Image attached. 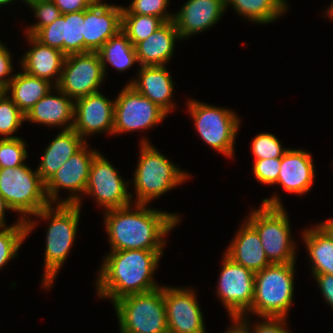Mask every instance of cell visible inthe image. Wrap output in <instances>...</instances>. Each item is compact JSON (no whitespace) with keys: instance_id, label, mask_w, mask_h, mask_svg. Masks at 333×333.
Returning <instances> with one entry per match:
<instances>
[{"instance_id":"cell-1","label":"cell","mask_w":333,"mask_h":333,"mask_svg":"<svg viewBox=\"0 0 333 333\" xmlns=\"http://www.w3.org/2000/svg\"><path fill=\"white\" fill-rule=\"evenodd\" d=\"M146 206L134 203V207L129 205L105 210L104 224L111 251H163L164 237L178 225L180 216Z\"/></svg>"},{"instance_id":"cell-2","label":"cell","mask_w":333,"mask_h":333,"mask_svg":"<svg viewBox=\"0 0 333 333\" xmlns=\"http://www.w3.org/2000/svg\"><path fill=\"white\" fill-rule=\"evenodd\" d=\"M162 254L163 251L141 249L110 251L102 261L96 281L98 296L114 303L127 295L160 287L152 277Z\"/></svg>"},{"instance_id":"cell-3","label":"cell","mask_w":333,"mask_h":333,"mask_svg":"<svg viewBox=\"0 0 333 333\" xmlns=\"http://www.w3.org/2000/svg\"><path fill=\"white\" fill-rule=\"evenodd\" d=\"M49 204L34 216L49 221L44 254L42 285L51 288L59 269L66 260L74 243L81 208L78 204ZM56 208V209H55Z\"/></svg>"},{"instance_id":"cell-4","label":"cell","mask_w":333,"mask_h":333,"mask_svg":"<svg viewBox=\"0 0 333 333\" xmlns=\"http://www.w3.org/2000/svg\"><path fill=\"white\" fill-rule=\"evenodd\" d=\"M278 196L262 200L245 220L257 231L271 263H295L296 244L291 237L288 214Z\"/></svg>"},{"instance_id":"cell-5","label":"cell","mask_w":333,"mask_h":333,"mask_svg":"<svg viewBox=\"0 0 333 333\" xmlns=\"http://www.w3.org/2000/svg\"><path fill=\"white\" fill-rule=\"evenodd\" d=\"M149 142L142 138L140 143V156L133 179L136 192L133 204H149L154 198L186 182L190 176Z\"/></svg>"},{"instance_id":"cell-6","label":"cell","mask_w":333,"mask_h":333,"mask_svg":"<svg viewBox=\"0 0 333 333\" xmlns=\"http://www.w3.org/2000/svg\"><path fill=\"white\" fill-rule=\"evenodd\" d=\"M295 264L272 263L255 272L254 297L246 313L287 318L293 302Z\"/></svg>"},{"instance_id":"cell-7","label":"cell","mask_w":333,"mask_h":333,"mask_svg":"<svg viewBox=\"0 0 333 333\" xmlns=\"http://www.w3.org/2000/svg\"><path fill=\"white\" fill-rule=\"evenodd\" d=\"M0 195L12 211L21 214V219L26 222L27 237L37 224L30 216L50 204L45 183L37 170L33 171L26 164L0 169Z\"/></svg>"},{"instance_id":"cell-8","label":"cell","mask_w":333,"mask_h":333,"mask_svg":"<svg viewBox=\"0 0 333 333\" xmlns=\"http://www.w3.org/2000/svg\"><path fill=\"white\" fill-rule=\"evenodd\" d=\"M120 333H169L164 286L127 295L113 303Z\"/></svg>"},{"instance_id":"cell-9","label":"cell","mask_w":333,"mask_h":333,"mask_svg":"<svg viewBox=\"0 0 333 333\" xmlns=\"http://www.w3.org/2000/svg\"><path fill=\"white\" fill-rule=\"evenodd\" d=\"M187 107L201 139L217 152L232 158L241 123L236 113L228 108L212 106L195 99H189Z\"/></svg>"},{"instance_id":"cell-10","label":"cell","mask_w":333,"mask_h":333,"mask_svg":"<svg viewBox=\"0 0 333 333\" xmlns=\"http://www.w3.org/2000/svg\"><path fill=\"white\" fill-rule=\"evenodd\" d=\"M165 117L163 109L127 84L115 99L113 134L149 129Z\"/></svg>"},{"instance_id":"cell-11","label":"cell","mask_w":333,"mask_h":333,"mask_svg":"<svg viewBox=\"0 0 333 333\" xmlns=\"http://www.w3.org/2000/svg\"><path fill=\"white\" fill-rule=\"evenodd\" d=\"M104 78L98 52L70 54L65 56L61 78L56 87L75 101L98 92Z\"/></svg>"},{"instance_id":"cell-12","label":"cell","mask_w":333,"mask_h":333,"mask_svg":"<svg viewBox=\"0 0 333 333\" xmlns=\"http://www.w3.org/2000/svg\"><path fill=\"white\" fill-rule=\"evenodd\" d=\"M218 280L217 296L223 302L232 320L251 308L254 297L255 273L235 263L224 254Z\"/></svg>"},{"instance_id":"cell-13","label":"cell","mask_w":333,"mask_h":333,"mask_svg":"<svg viewBox=\"0 0 333 333\" xmlns=\"http://www.w3.org/2000/svg\"><path fill=\"white\" fill-rule=\"evenodd\" d=\"M98 153L94 149H88L86 143L45 183L46 197L50 204L57 201V204H78L81 207V195L85 193L90 166ZM62 188L68 189L73 194L60 201L58 194Z\"/></svg>"},{"instance_id":"cell-14","label":"cell","mask_w":333,"mask_h":333,"mask_svg":"<svg viewBox=\"0 0 333 333\" xmlns=\"http://www.w3.org/2000/svg\"><path fill=\"white\" fill-rule=\"evenodd\" d=\"M118 170L100 152L94 157L84 194L95 198L104 210L122 208L130 204L133 194L128 193L127 184Z\"/></svg>"},{"instance_id":"cell-15","label":"cell","mask_w":333,"mask_h":333,"mask_svg":"<svg viewBox=\"0 0 333 333\" xmlns=\"http://www.w3.org/2000/svg\"><path fill=\"white\" fill-rule=\"evenodd\" d=\"M196 296L190 288L164 286L169 333H206L203 313Z\"/></svg>"},{"instance_id":"cell-16","label":"cell","mask_w":333,"mask_h":333,"mask_svg":"<svg viewBox=\"0 0 333 333\" xmlns=\"http://www.w3.org/2000/svg\"><path fill=\"white\" fill-rule=\"evenodd\" d=\"M114 101L100 91L75 100L73 129L84 139L92 133L113 134Z\"/></svg>"},{"instance_id":"cell-17","label":"cell","mask_w":333,"mask_h":333,"mask_svg":"<svg viewBox=\"0 0 333 333\" xmlns=\"http://www.w3.org/2000/svg\"><path fill=\"white\" fill-rule=\"evenodd\" d=\"M84 11L61 14L52 24L39 29L33 37L59 49L65 55L84 53Z\"/></svg>"},{"instance_id":"cell-18","label":"cell","mask_w":333,"mask_h":333,"mask_svg":"<svg viewBox=\"0 0 333 333\" xmlns=\"http://www.w3.org/2000/svg\"><path fill=\"white\" fill-rule=\"evenodd\" d=\"M122 26V6L90 5L84 10V53L98 52Z\"/></svg>"},{"instance_id":"cell-19","label":"cell","mask_w":333,"mask_h":333,"mask_svg":"<svg viewBox=\"0 0 333 333\" xmlns=\"http://www.w3.org/2000/svg\"><path fill=\"white\" fill-rule=\"evenodd\" d=\"M226 10L225 0H188L173 14V21L182 39L204 32L218 23Z\"/></svg>"},{"instance_id":"cell-20","label":"cell","mask_w":333,"mask_h":333,"mask_svg":"<svg viewBox=\"0 0 333 333\" xmlns=\"http://www.w3.org/2000/svg\"><path fill=\"white\" fill-rule=\"evenodd\" d=\"M277 183L285 191L305 195L313 186L315 167L311 153L301 149H288L281 157Z\"/></svg>"},{"instance_id":"cell-21","label":"cell","mask_w":333,"mask_h":333,"mask_svg":"<svg viewBox=\"0 0 333 333\" xmlns=\"http://www.w3.org/2000/svg\"><path fill=\"white\" fill-rule=\"evenodd\" d=\"M137 78L130 81L137 92L149 98L167 114L175 108L172 102L174 82L166 66H140Z\"/></svg>"},{"instance_id":"cell-22","label":"cell","mask_w":333,"mask_h":333,"mask_svg":"<svg viewBox=\"0 0 333 333\" xmlns=\"http://www.w3.org/2000/svg\"><path fill=\"white\" fill-rule=\"evenodd\" d=\"M26 35L32 47L22 57L21 68L31 76L46 79L57 86L66 55L61 50L44 45L33 36ZM53 77H56L55 81L52 80Z\"/></svg>"},{"instance_id":"cell-23","label":"cell","mask_w":333,"mask_h":333,"mask_svg":"<svg viewBox=\"0 0 333 333\" xmlns=\"http://www.w3.org/2000/svg\"><path fill=\"white\" fill-rule=\"evenodd\" d=\"M54 89L59 96H53L50 91L26 113L25 120L46 126H64L62 130L72 129L75 101L57 87Z\"/></svg>"},{"instance_id":"cell-24","label":"cell","mask_w":333,"mask_h":333,"mask_svg":"<svg viewBox=\"0 0 333 333\" xmlns=\"http://www.w3.org/2000/svg\"><path fill=\"white\" fill-rule=\"evenodd\" d=\"M244 221L224 254L255 273L272 263L266 256L257 231Z\"/></svg>"},{"instance_id":"cell-25","label":"cell","mask_w":333,"mask_h":333,"mask_svg":"<svg viewBox=\"0 0 333 333\" xmlns=\"http://www.w3.org/2000/svg\"><path fill=\"white\" fill-rule=\"evenodd\" d=\"M180 38L174 21L165 22L134 47L140 66H163L171 59L175 41Z\"/></svg>"},{"instance_id":"cell-26","label":"cell","mask_w":333,"mask_h":333,"mask_svg":"<svg viewBox=\"0 0 333 333\" xmlns=\"http://www.w3.org/2000/svg\"><path fill=\"white\" fill-rule=\"evenodd\" d=\"M87 143L73 128L62 130L46 147L37 172L46 183L62 165Z\"/></svg>"},{"instance_id":"cell-27","label":"cell","mask_w":333,"mask_h":333,"mask_svg":"<svg viewBox=\"0 0 333 333\" xmlns=\"http://www.w3.org/2000/svg\"><path fill=\"white\" fill-rule=\"evenodd\" d=\"M56 86L52 82L31 76L26 72L15 74L9 85L4 90L10 94V98L17 107L26 115V113L52 88ZM11 92V93H10Z\"/></svg>"},{"instance_id":"cell-28","label":"cell","mask_w":333,"mask_h":333,"mask_svg":"<svg viewBox=\"0 0 333 333\" xmlns=\"http://www.w3.org/2000/svg\"><path fill=\"white\" fill-rule=\"evenodd\" d=\"M302 236L312 263V273L333 275V238L319 224L303 230Z\"/></svg>"},{"instance_id":"cell-29","label":"cell","mask_w":333,"mask_h":333,"mask_svg":"<svg viewBox=\"0 0 333 333\" xmlns=\"http://www.w3.org/2000/svg\"><path fill=\"white\" fill-rule=\"evenodd\" d=\"M98 53L105 75L107 72V63L111 64L119 72L126 71L133 64L139 63L134 45L122 30L111 37Z\"/></svg>"},{"instance_id":"cell-30","label":"cell","mask_w":333,"mask_h":333,"mask_svg":"<svg viewBox=\"0 0 333 333\" xmlns=\"http://www.w3.org/2000/svg\"><path fill=\"white\" fill-rule=\"evenodd\" d=\"M228 5L235 9V12L249 21L258 24H267L275 21L287 11L285 0H225Z\"/></svg>"},{"instance_id":"cell-31","label":"cell","mask_w":333,"mask_h":333,"mask_svg":"<svg viewBox=\"0 0 333 333\" xmlns=\"http://www.w3.org/2000/svg\"><path fill=\"white\" fill-rule=\"evenodd\" d=\"M164 23L161 18L150 15L122 14L121 30L135 46L138 42L148 38Z\"/></svg>"},{"instance_id":"cell-32","label":"cell","mask_w":333,"mask_h":333,"mask_svg":"<svg viewBox=\"0 0 333 333\" xmlns=\"http://www.w3.org/2000/svg\"><path fill=\"white\" fill-rule=\"evenodd\" d=\"M27 237L26 222L19 217L18 222L0 228V270L10 260L17 257L21 244Z\"/></svg>"},{"instance_id":"cell-33","label":"cell","mask_w":333,"mask_h":333,"mask_svg":"<svg viewBox=\"0 0 333 333\" xmlns=\"http://www.w3.org/2000/svg\"><path fill=\"white\" fill-rule=\"evenodd\" d=\"M25 121V114L17 107L5 91H0V135L2 139L18 138L12 136Z\"/></svg>"},{"instance_id":"cell-34","label":"cell","mask_w":333,"mask_h":333,"mask_svg":"<svg viewBox=\"0 0 333 333\" xmlns=\"http://www.w3.org/2000/svg\"><path fill=\"white\" fill-rule=\"evenodd\" d=\"M25 141L20 137L0 138V169L15 168L25 164L28 157Z\"/></svg>"},{"instance_id":"cell-35","label":"cell","mask_w":333,"mask_h":333,"mask_svg":"<svg viewBox=\"0 0 333 333\" xmlns=\"http://www.w3.org/2000/svg\"><path fill=\"white\" fill-rule=\"evenodd\" d=\"M169 4V0H132L130 6H122V14L150 15L168 22L174 18V15L166 10Z\"/></svg>"},{"instance_id":"cell-36","label":"cell","mask_w":333,"mask_h":333,"mask_svg":"<svg viewBox=\"0 0 333 333\" xmlns=\"http://www.w3.org/2000/svg\"><path fill=\"white\" fill-rule=\"evenodd\" d=\"M254 159L281 158L288 148H283L280 140L271 133H260L252 140Z\"/></svg>"},{"instance_id":"cell-37","label":"cell","mask_w":333,"mask_h":333,"mask_svg":"<svg viewBox=\"0 0 333 333\" xmlns=\"http://www.w3.org/2000/svg\"><path fill=\"white\" fill-rule=\"evenodd\" d=\"M28 6L34 10L35 18L39 19V21L29 26L26 30V34L31 36L39 29L52 24L61 15L60 10L51 0H36Z\"/></svg>"},{"instance_id":"cell-38","label":"cell","mask_w":333,"mask_h":333,"mask_svg":"<svg viewBox=\"0 0 333 333\" xmlns=\"http://www.w3.org/2000/svg\"><path fill=\"white\" fill-rule=\"evenodd\" d=\"M248 315H242L236 319V321L248 332V333H290L286 327L287 318L283 317H261L262 322L256 323L254 327L250 326ZM252 327V329L250 328Z\"/></svg>"},{"instance_id":"cell-39","label":"cell","mask_w":333,"mask_h":333,"mask_svg":"<svg viewBox=\"0 0 333 333\" xmlns=\"http://www.w3.org/2000/svg\"><path fill=\"white\" fill-rule=\"evenodd\" d=\"M281 158L255 159L253 173L262 184L274 185L277 183L280 172Z\"/></svg>"},{"instance_id":"cell-40","label":"cell","mask_w":333,"mask_h":333,"mask_svg":"<svg viewBox=\"0 0 333 333\" xmlns=\"http://www.w3.org/2000/svg\"><path fill=\"white\" fill-rule=\"evenodd\" d=\"M12 56L6 46L0 42V91H4L13 79L12 73Z\"/></svg>"},{"instance_id":"cell-41","label":"cell","mask_w":333,"mask_h":333,"mask_svg":"<svg viewBox=\"0 0 333 333\" xmlns=\"http://www.w3.org/2000/svg\"><path fill=\"white\" fill-rule=\"evenodd\" d=\"M317 281L321 294L326 302L333 308V275L332 274H312Z\"/></svg>"},{"instance_id":"cell-42","label":"cell","mask_w":333,"mask_h":333,"mask_svg":"<svg viewBox=\"0 0 333 333\" xmlns=\"http://www.w3.org/2000/svg\"><path fill=\"white\" fill-rule=\"evenodd\" d=\"M61 14H68L86 10L90 4L85 0H51Z\"/></svg>"},{"instance_id":"cell-43","label":"cell","mask_w":333,"mask_h":333,"mask_svg":"<svg viewBox=\"0 0 333 333\" xmlns=\"http://www.w3.org/2000/svg\"><path fill=\"white\" fill-rule=\"evenodd\" d=\"M12 210L6 200L0 195V228L9 227L5 222V211Z\"/></svg>"},{"instance_id":"cell-44","label":"cell","mask_w":333,"mask_h":333,"mask_svg":"<svg viewBox=\"0 0 333 333\" xmlns=\"http://www.w3.org/2000/svg\"><path fill=\"white\" fill-rule=\"evenodd\" d=\"M333 238V218H328L319 224Z\"/></svg>"},{"instance_id":"cell-45","label":"cell","mask_w":333,"mask_h":333,"mask_svg":"<svg viewBox=\"0 0 333 333\" xmlns=\"http://www.w3.org/2000/svg\"><path fill=\"white\" fill-rule=\"evenodd\" d=\"M232 322V326L225 333H248L236 320Z\"/></svg>"},{"instance_id":"cell-46","label":"cell","mask_w":333,"mask_h":333,"mask_svg":"<svg viewBox=\"0 0 333 333\" xmlns=\"http://www.w3.org/2000/svg\"><path fill=\"white\" fill-rule=\"evenodd\" d=\"M326 15L333 20V0L332 3L330 4L329 8L327 9Z\"/></svg>"},{"instance_id":"cell-47","label":"cell","mask_w":333,"mask_h":333,"mask_svg":"<svg viewBox=\"0 0 333 333\" xmlns=\"http://www.w3.org/2000/svg\"><path fill=\"white\" fill-rule=\"evenodd\" d=\"M87 1L90 5H99L102 4L104 2H101V0H85Z\"/></svg>"},{"instance_id":"cell-48","label":"cell","mask_w":333,"mask_h":333,"mask_svg":"<svg viewBox=\"0 0 333 333\" xmlns=\"http://www.w3.org/2000/svg\"><path fill=\"white\" fill-rule=\"evenodd\" d=\"M13 2V0H0V6Z\"/></svg>"},{"instance_id":"cell-49","label":"cell","mask_w":333,"mask_h":333,"mask_svg":"<svg viewBox=\"0 0 333 333\" xmlns=\"http://www.w3.org/2000/svg\"><path fill=\"white\" fill-rule=\"evenodd\" d=\"M24 3H26L27 5H29L30 3L36 1V0H22ZM14 2V0H13Z\"/></svg>"}]
</instances>
